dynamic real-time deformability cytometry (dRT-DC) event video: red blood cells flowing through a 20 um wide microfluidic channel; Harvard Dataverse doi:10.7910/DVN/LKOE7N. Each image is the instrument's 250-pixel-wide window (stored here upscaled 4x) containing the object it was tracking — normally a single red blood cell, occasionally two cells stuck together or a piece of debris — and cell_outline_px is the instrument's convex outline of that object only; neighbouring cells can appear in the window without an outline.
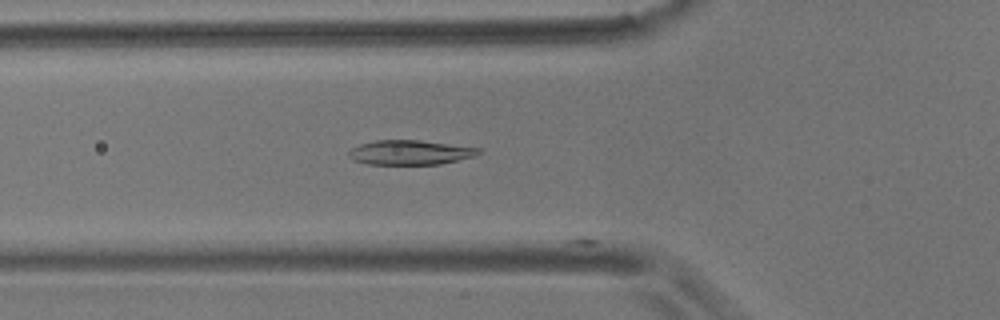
{"species": "common noctule bat (a hibernating species)", "species_latin": "Nyctalus noctula", "temperature_condition": "room temperature", "stored_images_in_passage": 10, "camera_frame_rate_fps": 3000, "um_per_image_px": 0.085, "animal": {"sex": "male", "body_mass_g": 17.9}, "frame": {"image": 1, "passage_image": 9, "time_ms": 2.667, "image_size_px": [1000, 320], "cell_outline_px": [[484, 152], [476, 156], [440, 164], [368, 164], [352, 160], [348, 156], [348, 152], [352, 148], [360, 144], [376, 140], [420, 140], [480, 148]], "centroid_in_image_um": [34.88, 12.96], "position_along_channel_um": 90.9, "area_um2": 18.67}}